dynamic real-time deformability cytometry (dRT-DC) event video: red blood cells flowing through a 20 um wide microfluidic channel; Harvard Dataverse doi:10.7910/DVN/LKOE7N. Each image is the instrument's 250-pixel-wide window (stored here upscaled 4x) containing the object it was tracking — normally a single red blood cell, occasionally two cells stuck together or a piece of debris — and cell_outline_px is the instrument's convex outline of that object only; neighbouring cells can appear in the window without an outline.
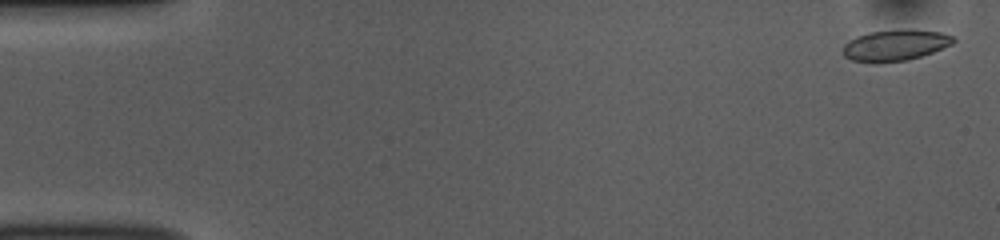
{"species": "common noctule bat (a hibernating species)", "species_latin": "Nyctalus noctula", "temperature_condition": "room temperature", "stored_images_in_passage": 14, "camera_frame_rate_fps": 3000, "um_per_image_px": 0.085, "animal": {"sex": "female", "body_mass_g": 10.0, "forearm_length_mm": 53.1}, "frame": {"image": 1, "passage_image": 2, "time_ms": 0.333, "image_size_px": [1000, 240], "cell_outline_px": [[956, 40], [952, 44], [932, 52], [908, 60], [872, 64], [852, 60], [844, 56], [844, 44], [848, 40], [856, 36], [868, 32], [900, 28], [912, 28], [940, 32], [952, 36]], "centroid_in_image_um": [76.07, 3.83], "position_along_channel_um": 8.9, "area_um2": 20.46}}